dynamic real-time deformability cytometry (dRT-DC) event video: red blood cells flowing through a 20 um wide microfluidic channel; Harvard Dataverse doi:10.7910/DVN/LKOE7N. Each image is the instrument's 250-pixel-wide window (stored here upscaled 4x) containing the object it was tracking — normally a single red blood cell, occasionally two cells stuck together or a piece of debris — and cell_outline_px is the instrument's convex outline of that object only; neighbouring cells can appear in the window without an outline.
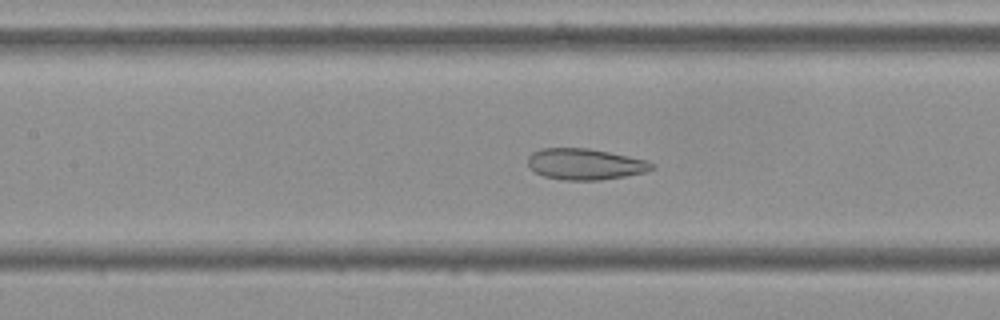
{"species": "Egyptian fruit bat (a non-hibernating species)", "species_latin": "Rousettus aegyptiacus", "temperature_condition": "cold", "stored_images_in_passage": 43, "camera_frame_rate_fps": 3000, "um_per_image_px": 0.085, "frame": {"image": 1, "passage_image": 12, "time_ms": 3.667, "image_size_px": [1000, 320], "cell_outline_px": [[656, 168], [648, 172], [600, 180], [564, 180], [544, 176], [528, 168], [528, 156], [532, 152], [540, 148], [588, 148], [648, 160], [656, 164]], "centroid_in_image_um": [49.76, 13.95], "position_along_channel_um": 157.6, "area_um2": 22.72}}
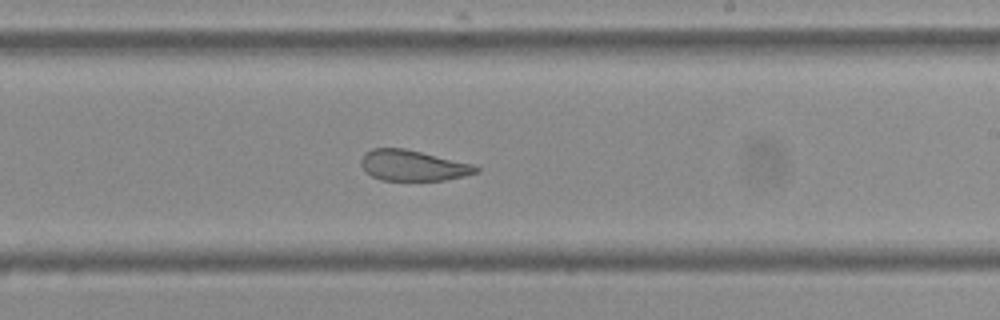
{"frame": {"image": 2, "passage_image": 20, "time_ms": 6.333, "image_size_px": [1000, 320], "cell_outline_px": [[480, 172], [464, 176], [444, 180], [380, 180], [372, 176], [360, 164], [360, 160], [364, 152], [372, 148], [404, 148], [476, 164], [480, 168]], "centroid_in_image_um": [35.13, 14.06], "position_along_channel_um": 253.9, "area_um2": 20.75}}
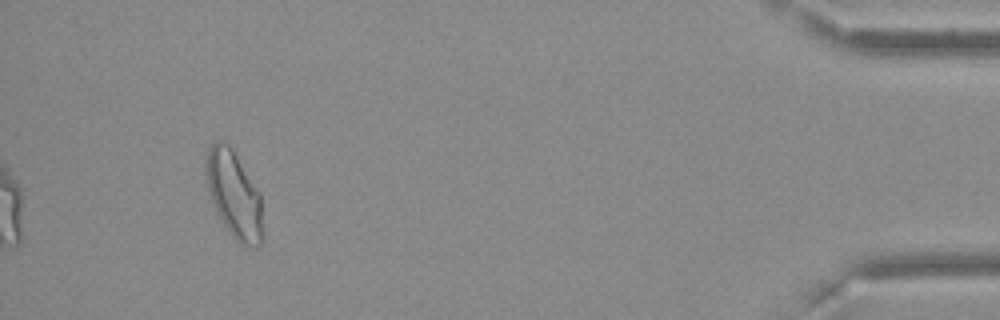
{"frame": {"image": 3, "passage_image": 39, "time_ms": 12.667, "image_size_px": [1000, 320], "cell_outline_px": [[264, 236], [260, 244], [256, 248], [240, 244], [228, 232], [208, 192], [204, 172], [204, 156], [208, 148], [216, 140], [224, 140], [228, 144], [260, 192], [264, 232]], "centroid_in_image_um": [19.89, 16.54], "position_along_channel_um": 415.3, "area_um2": 29.13}, "authors_computed_cell_mechanics": {"area_um2": 24.3338, "velocity_mm_per_s": 3.62, "shape_relaxation_time_tau1_ms": null, "shape_relaxation_time_tau2_ms": 1.768, "deformation_change_tau1": null, "deformation_change_tau2": 0.0952}}